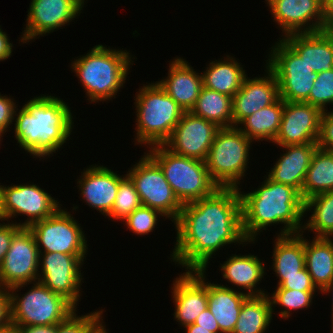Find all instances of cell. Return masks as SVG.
Here are the masks:
<instances>
[{
	"instance_id": "9a60e30c",
	"label": "cell",
	"mask_w": 333,
	"mask_h": 333,
	"mask_svg": "<svg viewBox=\"0 0 333 333\" xmlns=\"http://www.w3.org/2000/svg\"><path fill=\"white\" fill-rule=\"evenodd\" d=\"M39 249L28 227H21L13 236L9 250L0 266V287L38 281Z\"/></svg>"
},
{
	"instance_id": "7c38bea8",
	"label": "cell",
	"mask_w": 333,
	"mask_h": 333,
	"mask_svg": "<svg viewBox=\"0 0 333 333\" xmlns=\"http://www.w3.org/2000/svg\"><path fill=\"white\" fill-rule=\"evenodd\" d=\"M125 172L133 181L142 206L161 212L174 224L182 210V204L175 196L160 166L144 151Z\"/></svg>"
},
{
	"instance_id": "836d02e7",
	"label": "cell",
	"mask_w": 333,
	"mask_h": 333,
	"mask_svg": "<svg viewBox=\"0 0 333 333\" xmlns=\"http://www.w3.org/2000/svg\"><path fill=\"white\" fill-rule=\"evenodd\" d=\"M190 112L214 122L220 128L233 126L232 97L204 86Z\"/></svg>"
},
{
	"instance_id": "83f0119b",
	"label": "cell",
	"mask_w": 333,
	"mask_h": 333,
	"mask_svg": "<svg viewBox=\"0 0 333 333\" xmlns=\"http://www.w3.org/2000/svg\"><path fill=\"white\" fill-rule=\"evenodd\" d=\"M304 233L305 267L313 284L322 292L333 280V238H307Z\"/></svg>"
},
{
	"instance_id": "c3c4849f",
	"label": "cell",
	"mask_w": 333,
	"mask_h": 333,
	"mask_svg": "<svg viewBox=\"0 0 333 333\" xmlns=\"http://www.w3.org/2000/svg\"><path fill=\"white\" fill-rule=\"evenodd\" d=\"M324 15L327 29H333V0H324Z\"/></svg>"
},
{
	"instance_id": "7bdbcfd3",
	"label": "cell",
	"mask_w": 333,
	"mask_h": 333,
	"mask_svg": "<svg viewBox=\"0 0 333 333\" xmlns=\"http://www.w3.org/2000/svg\"><path fill=\"white\" fill-rule=\"evenodd\" d=\"M21 227L18 224L0 219V266L9 250L11 240L14 234Z\"/></svg>"
},
{
	"instance_id": "f1b7e54d",
	"label": "cell",
	"mask_w": 333,
	"mask_h": 333,
	"mask_svg": "<svg viewBox=\"0 0 333 333\" xmlns=\"http://www.w3.org/2000/svg\"><path fill=\"white\" fill-rule=\"evenodd\" d=\"M272 238V261L269 265L275 276L301 275L305 268L304 233L287 236H275Z\"/></svg>"
},
{
	"instance_id": "8992f818",
	"label": "cell",
	"mask_w": 333,
	"mask_h": 333,
	"mask_svg": "<svg viewBox=\"0 0 333 333\" xmlns=\"http://www.w3.org/2000/svg\"><path fill=\"white\" fill-rule=\"evenodd\" d=\"M144 150L160 166L182 205L207 197L219 187L211 179L205 161L175 154L164 144Z\"/></svg>"
},
{
	"instance_id": "1f68e13d",
	"label": "cell",
	"mask_w": 333,
	"mask_h": 333,
	"mask_svg": "<svg viewBox=\"0 0 333 333\" xmlns=\"http://www.w3.org/2000/svg\"><path fill=\"white\" fill-rule=\"evenodd\" d=\"M272 321V307L268 295L249 296L242 304L232 333H266L269 327L272 328Z\"/></svg>"
},
{
	"instance_id": "7a4b0ae2",
	"label": "cell",
	"mask_w": 333,
	"mask_h": 333,
	"mask_svg": "<svg viewBox=\"0 0 333 333\" xmlns=\"http://www.w3.org/2000/svg\"><path fill=\"white\" fill-rule=\"evenodd\" d=\"M63 99L55 94L41 93L16 108L12 137L20 150L35 161L39 158L37 161L44 162L54 153L56 156L76 133L73 131L76 129L74 111Z\"/></svg>"
},
{
	"instance_id": "60d3db41",
	"label": "cell",
	"mask_w": 333,
	"mask_h": 333,
	"mask_svg": "<svg viewBox=\"0 0 333 333\" xmlns=\"http://www.w3.org/2000/svg\"><path fill=\"white\" fill-rule=\"evenodd\" d=\"M16 101L12 95L9 94L8 96L0 93V131L5 135L12 131L10 129L13 126L15 111L19 107V102Z\"/></svg>"
},
{
	"instance_id": "3957f363",
	"label": "cell",
	"mask_w": 333,
	"mask_h": 333,
	"mask_svg": "<svg viewBox=\"0 0 333 333\" xmlns=\"http://www.w3.org/2000/svg\"><path fill=\"white\" fill-rule=\"evenodd\" d=\"M263 181L251 191L238 188L241 199L242 230L247 241H256L271 226L280 230L275 236L301 233L303 230L304 201L291 185L277 183L265 174ZM265 179V180H264ZM243 189V191H241Z\"/></svg>"
},
{
	"instance_id": "2e32d148",
	"label": "cell",
	"mask_w": 333,
	"mask_h": 333,
	"mask_svg": "<svg viewBox=\"0 0 333 333\" xmlns=\"http://www.w3.org/2000/svg\"><path fill=\"white\" fill-rule=\"evenodd\" d=\"M272 21L281 30L280 38L292 33L327 29L324 0H265Z\"/></svg>"
},
{
	"instance_id": "f6af8a7d",
	"label": "cell",
	"mask_w": 333,
	"mask_h": 333,
	"mask_svg": "<svg viewBox=\"0 0 333 333\" xmlns=\"http://www.w3.org/2000/svg\"><path fill=\"white\" fill-rule=\"evenodd\" d=\"M194 324L198 325V328L212 329V333H221L219 324L208 307L197 316Z\"/></svg>"
},
{
	"instance_id": "7402d4cb",
	"label": "cell",
	"mask_w": 333,
	"mask_h": 333,
	"mask_svg": "<svg viewBox=\"0 0 333 333\" xmlns=\"http://www.w3.org/2000/svg\"><path fill=\"white\" fill-rule=\"evenodd\" d=\"M261 76L245 77L239 91L232 97L233 126H238L252 115L279 98L278 82L274 73L266 66Z\"/></svg>"
},
{
	"instance_id": "4dcf8cb0",
	"label": "cell",
	"mask_w": 333,
	"mask_h": 333,
	"mask_svg": "<svg viewBox=\"0 0 333 333\" xmlns=\"http://www.w3.org/2000/svg\"><path fill=\"white\" fill-rule=\"evenodd\" d=\"M305 217L306 219H303V233L309 234L310 232L314 234V237L331 238L333 236V190L305 200Z\"/></svg>"
},
{
	"instance_id": "f907efd6",
	"label": "cell",
	"mask_w": 333,
	"mask_h": 333,
	"mask_svg": "<svg viewBox=\"0 0 333 333\" xmlns=\"http://www.w3.org/2000/svg\"><path fill=\"white\" fill-rule=\"evenodd\" d=\"M185 333H212V329L198 328L196 324H190L183 328Z\"/></svg>"
},
{
	"instance_id": "d6986e66",
	"label": "cell",
	"mask_w": 333,
	"mask_h": 333,
	"mask_svg": "<svg viewBox=\"0 0 333 333\" xmlns=\"http://www.w3.org/2000/svg\"><path fill=\"white\" fill-rule=\"evenodd\" d=\"M323 111L305 102L284 101L280 128L272 145L317 143Z\"/></svg>"
},
{
	"instance_id": "484cf974",
	"label": "cell",
	"mask_w": 333,
	"mask_h": 333,
	"mask_svg": "<svg viewBox=\"0 0 333 333\" xmlns=\"http://www.w3.org/2000/svg\"><path fill=\"white\" fill-rule=\"evenodd\" d=\"M224 55L218 60L208 61L201 72L202 82L207 89L233 97L248 73L235 55Z\"/></svg>"
},
{
	"instance_id": "4fadbf2b",
	"label": "cell",
	"mask_w": 333,
	"mask_h": 333,
	"mask_svg": "<svg viewBox=\"0 0 333 333\" xmlns=\"http://www.w3.org/2000/svg\"><path fill=\"white\" fill-rule=\"evenodd\" d=\"M87 256L59 252L40 253L38 281L79 308L77 306L84 293L82 284L86 283L82 269Z\"/></svg>"
},
{
	"instance_id": "681fc988",
	"label": "cell",
	"mask_w": 333,
	"mask_h": 333,
	"mask_svg": "<svg viewBox=\"0 0 333 333\" xmlns=\"http://www.w3.org/2000/svg\"><path fill=\"white\" fill-rule=\"evenodd\" d=\"M322 296L327 295V296H331L332 298L330 299L332 301L331 304V320H330V327H331V332L333 333V280L331 281V283L321 292ZM331 294V295H330Z\"/></svg>"
},
{
	"instance_id": "6da1fadb",
	"label": "cell",
	"mask_w": 333,
	"mask_h": 333,
	"mask_svg": "<svg viewBox=\"0 0 333 333\" xmlns=\"http://www.w3.org/2000/svg\"><path fill=\"white\" fill-rule=\"evenodd\" d=\"M172 225L176 241L168 259L182 271H208L223 248L257 244L247 241L243 234L241 199L236 187H218L211 195L184 204Z\"/></svg>"
},
{
	"instance_id": "603a6c76",
	"label": "cell",
	"mask_w": 333,
	"mask_h": 333,
	"mask_svg": "<svg viewBox=\"0 0 333 333\" xmlns=\"http://www.w3.org/2000/svg\"><path fill=\"white\" fill-rule=\"evenodd\" d=\"M168 62V72L157 82L185 112H190L203 87L201 72L180 55Z\"/></svg>"
},
{
	"instance_id": "d590c367",
	"label": "cell",
	"mask_w": 333,
	"mask_h": 333,
	"mask_svg": "<svg viewBox=\"0 0 333 333\" xmlns=\"http://www.w3.org/2000/svg\"><path fill=\"white\" fill-rule=\"evenodd\" d=\"M142 206L138 192L131 178L126 175L118 185V192L112 206V211L107 217L112 222L125 220L135 209Z\"/></svg>"
},
{
	"instance_id": "44dd1931",
	"label": "cell",
	"mask_w": 333,
	"mask_h": 333,
	"mask_svg": "<svg viewBox=\"0 0 333 333\" xmlns=\"http://www.w3.org/2000/svg\"><path fill=\"white\" fill-rule=\"evenodd\" d=\"M226 255H228L226 261L220 263L218 266L220 269H217L221 272V278L224 279L226 285L221 282L218 284L247 296H262L268 293L265 287L260 288L261 282L265 281V276L269 273V270L266 269L268 267L265 266V259L262 260L254 253L237 254L235 252V254Z\"/></svg>"
},
{
	"instance_id": "bcb514c9",
	"label": "cell",
	"mask_w": 333,
	"mask_h": 333,
	"mask_svg": "<svg viewBox=\"0 0 333 333\" xmlns=\"http://www.w3.org/2000/svg\"><path fill=\"white\" fill-rule=\"evenodd\" d=\"M12 40L10 41V36L7 34L6 31H4L0 25V62H3L7 59H9L12 54L14 47Z\"/></svg>"
},
{
	"instance_id": "52a82bcc",
	"label": "cell",
	"mask_w": 333,
	"mask_h": 333,
	"mask_svg": "<svg viewBox=\"0 0 333 333\" xmlns=\"http://www.w3.org/2000/svg\"><path fill=\"white\" fill-rule=\"evenodd\" d=\"M253 144L237 126L218 129L205 162L211 179L219 187L243 186L249 174Z\"/></svg>"
},
{
	"instance_id": "4316f807",
	"label": "cell",
	"mask_w": 333,
	"mask_h": 333,
	"mask_svg": "<svg viewBox=\"0 0 333 333\" xmlns=\"http://www.w3.org/2000/svg\"><path fill=\"white\" fill-rule=\"evenodd\" d=\"M207 278L208 309L213 314L221 333H232L239 318L243 302L249 297L246 294L211 283Z\"/></svg>"
},
{
	"instance_id": "d4e9b609",
	"label": "cell",
	"mask_w": 333,
	"mask_h": 333,
	"mask_svg": "<svg viewBox=\"0 0 333 333\" xmlns=\"http://www.w3.org/2000/svg\"><path fill=\"white\" fill-rule=\"evenodd\" d=\"M283 39L300 55L313 72L333 69V29L292 33Z\"/></svg>"
},
{
	"instance_id": "7dc6e473",
	"label": "cell",
	"mask_w": 333,
	"mask_h": 333,
	"mask_svg": "<svg viewBox=\"0 0 333 333\" xmlns=\"http://www.w3.org/2000/svg\"><path fill=\"white\" fill-rule=\"evenodd\" d=\"M20 333H56L57 324L17 326Z\"/></svg>"
},
{
	"instance_id": "e0dca14e",
	"label": "cell",
	"mask_w": 333,
	"mask_h": 333,
	"mask_svg": "<svg viewBox=\"0 0 333 333\" xmlns=\"http://www.w3.org/2000/svg\"><path fill=\"white\" fill-rule=\"evenodd\" d=\"M104 165L94 163L86 166L87 168L83 167L75 184L80 201L107 218L112 211L118 185L127 174L120 175L119 170L115 171L114 167Z\"/></svg>"
},
{
	"instance_id": "277c9868",
	"label": "cell",
	"mask_w": 333,
	"mask_h": 333,
	"mask_svg": "<svg viewBox=\"0 0 333 333\" xmlns=\"http://www.w3.org/2000/svg\"><path fill=\"white\" fill-rule=\"evenodd\" d=\"M107 46L94 45L86 55L70 60L69 68L78 78L88 104L109 103L117 98V93L120 94V90L126 87V80L130 78L128 75L137 61L130 49Z\"/></svg>"
},
{
	"instance_id": "cb8c5ba5",
	"label": "cell",
	"mask_w": 333,
	"mask_h": 333,
	"mask_svg": "<svg viewBox=\"0 0 333 333\" xmlns=\"http://www.w3.org/2000/svg\"><path fill=\"white\" fill-rule=\"evenodd\" d=\"M276 147H280L282 152H280L279 157L269 171L266 172V176L274 182L293 186L300 192L302 197V187L307 170L312 156L318 148V143Z\"/></svg>"
},
{
	"instance_id": "ffe728a7",
	"label": "cell",
	"mask_w": 333,
	"mask_h": 333,
	"mask_svg": "<svg viewBox=\"0 0 333 333\" xmlns=\"http://www.w3.org/2000/svg\"><path fill=\"white\" fill-rule=\"evenodd\" d=\"M219 128L214 122L184 112L164 145L175 154L206 161Z\"/></svg>"
},
{
	"instance_id": "f5cc1de1",
	"label": "cell",
	"mask_w": 333,
	"mask_h": 333,
	"mask_svg": "<svg viewBox=\"0 0 333 333\" xmlns=\"http://www.w3.org/2000/svg\"><path fill=\"white\" fill-rule=\"evenodd\" d=\"M106 324L97 333H109V329H106Z\"/></svg>"
},
{
	"instance_id": "ba28073f",
	"label": "cell",
	"mask_w": 333,
	"mask_h": 333,
	"mask_svg": "<svg viewBox=\"0 0 333 333\" xmlns=\"http://www.w3.org/2000/svg\"><path fill=\"white\" fill-rule=\"evenodd\" d=\"M26 287L28 290L22 294L20 291H25ZM8 291L14 326L59 324L77 309L64 296L52 292L39 281L17 285Z\"/></svg>"
},
{
	"instance_id": "d6a6232c",
	"label": "cell",
	"mask_w": 333,
	"mask_h": 333,
	"mask_svg": "<svg viewBox=\"0 0 333 333\" xmlns=\"http://www.w3.org/2000/svg\"><path fill=\"white\" fill-rule=\"evenodd\" d=\"M333 190V151L317 148L302 187L303 201Z\"/></svg>"
},
{
	"instance_id": "f35d334b",
	"label": "cell",
	"mask_w": 333,
	"mask_h": 333,
	"mask_svg": "<svg viewBox=\"0 0 333 333\" xmlns=\"http://www.w3.org/2000/svg\"><path fill=\"white\" fill-rule=\"evenodd\" d=\"M305 103L316 106L322 111L333 110V69L318 73Z\"/></svg>"
},
{
	"instance_id": "74e56055",
	"label": "cell",
	"mask_w": 333,
	"mask_h": 333,
	"mask_svg": "<svg viewBox=\"0 0 333 333\" xmlns=\"http://www.w3.org/2000/svg\"><path fill=\"white\" fill-rule=\"evenodd\" d=\"M163 219L164 221L168 220L161 212L150 207L140 206L123 220L122 224L127 227V230L134 233L133 235L143 237L153 233Z\"/></svg>"
},
{
	"instance_id": "816d5d0a",
	"label": "cell",
	"mask_w": 333,
	"mask_h": 333,
	"mask_svg": "<svg viewBox=\"0 0 333 333\" xmlns=\"http://www.w3.org/2000/svg\"><path fill=\"white\" fill-rule=\"evenodd\" d=\"M0 333H20V331L17 326L11 324L6 328L1 329Z\"/></svg>"
},
{
	"instance_id": "ee69618b",
	"label": "cell",
	"mask_w": 333,
	"mask_h": 333,
	"mask_svg": "<svg viewBox=\"0 0 333 333\" xmlns=\"http://www.w3.org/2000/svg\"><path fill=\"white\" fill-rule=\"evenodd\" d=\"M11 325L10 294L0 287V330Z\"/></svg>"
},
{
	"instance_id": "db71d44e",
	"label": "cell",
	"mask_w": 333,
	"mask_h": 333,
	"mask_svg": "<svg viewBox=\"0 0 333 333\" xmlns=\"http://www.w3.org/2000/svg\"><path fill=\"white\" fill-rule=\"evenodd\" d=\"M6 135L0 131V146H2V142H3V137H5Z\"/></svg>"
},
{
	"instance_id": "ac0fdd59",
	"label": "cell",
	"mask_w": 333,
	"mask_h": 333,
	"mask_svg": "<svg viewBox=\"0 0 333 333\" xmlns=\"http://www.w3.org/2000/svg\"><path fill=\"white\" fill-rule=\"evenodd\" d=\"M207 271L180 272L171 284V299L174 312L173 319L184 328L194 324L197 316L207 308Z\"/></svg>"
},
{
	"instance_id": "e575fe53",
	"label": "cell",
	"mask_w": 333,
	"mask_h": 333,
	"mask_svg": "<svg viewBox=\"0 0 333 333\" xmlns=\"http://www.w3.org/2000/svg\"><path fill=\"white\" fill-rule=\"evenodd\" d=\"M321 294L320 291H301L291 289H275L267 293L272 307L273 318L278 315L279 319L286 320L292 319V315L297 314L300 310L312 309L313 303L315 304V296ZM314 301V302H313ZM280 308L277 310V308ZM276 308V309H275ZM276 310V312H275ZM294 311V312H293ZM297 311V313H296ZM276 313V314H275ZM278 313V314H277ZM293 313V314H292ZM275 315V316H274Z\"/></svg>"
},
{
	"instance_id": "b9f144b4",
	"label": "cell",
	"mask_w": 333,
	"mask_h": 333,
	"mask_svg": "<svg viewBox=\"0 0 333 333\" xmlns=\"http://www.w3.org/2000/svg\"><path fill=\"white\" fill-rule=\"evenodd\" d=\"M318 148L333 151V110L323 111Z\"/></svg>"
},
{
	"instance_id": "11a10c76",
	"label": "cell",
	"mask_w": 333,
	"mask_h": 333,
	"mask_svg": "<svg viewBox=\"0 0 333 333\" xmlns=\"http://www.w3.org/2000/svg\"><path fill=\"white\" fill-rule=\"evenodd\" d=\"M84 6L88 3V0H79Z\"/></svg>"
},
{
	"instance_id": "ab89813d",
	"label": "cell",
	"mask_w": 333,
	"mask_h": 333,
	"mask_svg": "<svg viewBox=\"0 0 333 333\" xmlns=\"http://www.w3.org/2000/svg\"><path fill=\"white\" fill-rule=\"evenodd\" d=\"M276 286L274 289H291L301 291H319L313 284L311 276L306 267L301 270V275L275 276Z\"/></svg>"
},
{
	"instance_id": "8fae6325",
	"label": "cell",
	"mask_w": 333,
	"mask_h": 333,
	"mask_svg": "<svg viewBox=\"0 0 333 333\" xmlns=\"http://www.w3.org/2000/svg\"><path fill=\"white\" fill-rule=\"evenodd\" d=\"M51 195L34 181L9 185L2 183L0 219L11 221L20 227H29L37 221L54 215L63 206L59 198ZM18 216H24V221L19 219L20 222H17Z\"/></svg>"
},
{
	"instance_id": "5b68a950",
	"label": "cell",
	"mask_w": 333,
	"mask_h": 333,
	"mask_svg": "<svg viewBox=\"0 0 333 333\" xmlns=\"http://www.w3.org/2000/svg\"><path fill=\"white\" fill-rule=\"evenodd\" d=\"M139 84L134 95V145L164 144L185 112L157 81Z\"/></svg>"
},
{
	"instance_id": "30bf717a",
	"label": "cell",
	"mask_w": 333,
	"mask_h": 333,
	"mask_svg": "<svg viewBox=\"0 0 333 333\" xmlns=\"http://www.w3.org/2000/svg\"><path fill=\"white\" fill-rule=\"evenodd\" d=\"M72 206V209L62 206L54 215L28 227L35 238L39 253L88 255L90 252L89 244H87L88 236L80 221L73 216L80 209L78 204L74 203Z\"/></svg>"
},
{
	"instance_id": "9c48e42d",
	"label": "cell",
	"mask_w": 333,
	"mask_h": 333,
	"mask_svg": "<svg viewBox=\"0 0 333 333\" xmlns=\"http://www.w3.org/2000/svg\"><path fill=\"white\" fill-rule=\"evenodd\" d=\"M273 44L267 48L264 61L276 77L279 97L289 102H305L318 73L283 38L279 37Z\"/></svg>"
},
{
	"instance_id": "f546056e",
	"label": "cell",
	"mask_w": 333,
	"mask_h": 333,
	"mask_svg": "<svg viewBox=\"0 0 333 333\" xmlns=\"http://www.w3.org/2000/svg\"><path fill=\"white\" fill-rule=\"evenodd\" d=\"M283 109L284 100L279 97L273 104L245 118L237 127L254 144L258 142L261 145L263 141L273 143L280 128Z\"/></svg>"
},
{
	"instance_id": "5bb4252c",
	"label": "cell",
	"mask_w": 333,
	"mask_h": 333,
	"mask_svg": "<svg viewBox=\"0 0 333 333\" xmlns=\"http://www.w3.org/2000/svg\"><path fill=\"white\" fill-rule=\"evenodd\" d=\"M84 7L79 0H31L18 44L30 45L35 39L64 29L83 14Z\"/></svg>"
},
{
	"instance_id": "8d00e7d4",
	"label": "cell",
	"mask_w": 333,
	"mask_h": 333,
	"mask_svg": "<svg viewBox=\"0 0 333 333\" xmlns=\"http://www.w3.org/2000/svg\"><path fill=\"white\" fill-rule=\"evenodd\" d=\"M78 308L71 313L65 320L57 324L56 333H97L106 322L104 313L105 308L80 315ZM79 314V315H78Z\"/></svg>"
}]
</instances>
